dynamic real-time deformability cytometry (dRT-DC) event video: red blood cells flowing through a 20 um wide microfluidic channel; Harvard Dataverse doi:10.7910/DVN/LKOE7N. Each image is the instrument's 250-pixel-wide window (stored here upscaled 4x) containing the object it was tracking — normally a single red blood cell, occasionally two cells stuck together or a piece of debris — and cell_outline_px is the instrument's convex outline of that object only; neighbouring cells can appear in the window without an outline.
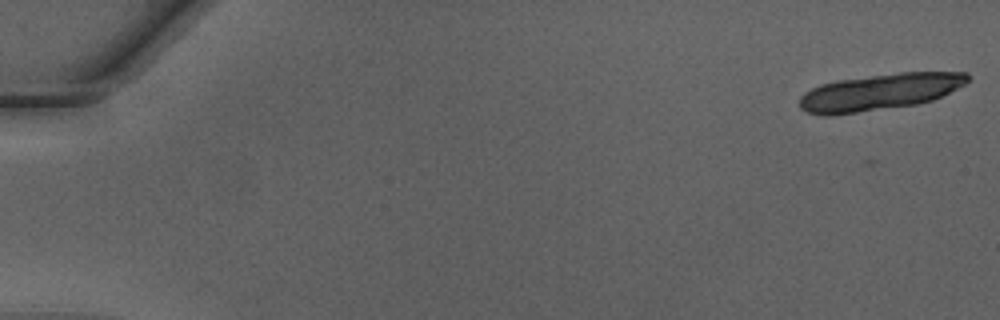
{"species": "Egyptian fruit bat (a non-hibernating species)", "species_latin": "Rousettus aegyptiacus", "temperature_condition": "warm", "stored_images_in_passage": 19, "camera_frame_rate_fps": 3000, "um_per_image_px": 0.085, "animal": {"sex": "male"}, "frame": {"image": 1, "passage_image": 1, "time_ms": 0.0, "image_size_px": [1000, 320], "cell_outline_px": [[972, 76], [964, 84], [932, 100], [916, 104], [828, 116], [824, 116], [808, 112], [800, 108], [800, 96], [804, 92], [820, 84], [836, 80], [900, 72], [968, 72]], "centroid_in_image_um": [74.74, 7.81], "position_along_channel_um": 10.3, "area_um2": 35.49}}